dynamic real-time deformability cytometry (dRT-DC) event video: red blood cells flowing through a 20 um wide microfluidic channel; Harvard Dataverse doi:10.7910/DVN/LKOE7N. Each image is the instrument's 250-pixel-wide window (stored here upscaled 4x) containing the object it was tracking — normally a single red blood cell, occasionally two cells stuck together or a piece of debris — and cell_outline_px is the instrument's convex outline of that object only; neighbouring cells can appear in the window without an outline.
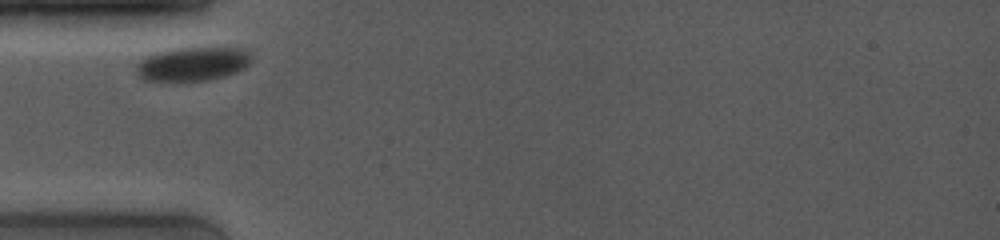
{"species": "common noctule bat (a hibernating species)", "species_latin": "Nyctalus noctula", "temperature_condition": "room temperature", "stored_images_in_passage": 5, "camera_frame_rate_fps": 4000, "um_per_image_px": 0.085, "animal": {"sex": "female", "body_mass_g": 19.0, "forearm_length_mm": 53.3}, "frame": {"image": 1, "passage_image": 1, "time_ms": 0.0, "image_size_px": [1000, 240], "cell_outline_px": [[248, 64], [244, 68], [236, 72], [224, 76], [208, 80], [180, 84], [144, 80], [136, 72], [136, 64], [144, 56], [156, 52], [176, 48], [244, 48], [248, 52]], "centroid_in_image_um": [16.27, 5.48], "position_along_channel_um": 68.7, "area_um2": 23.29}}
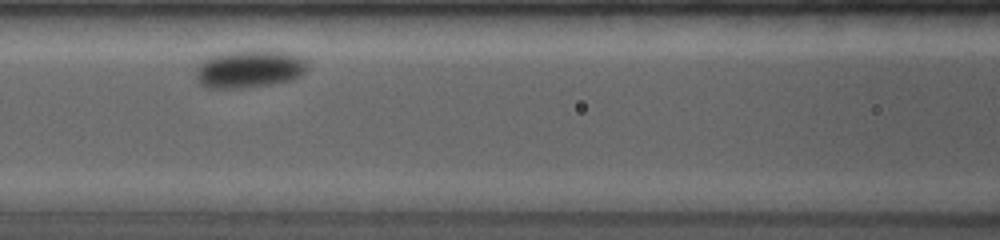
{"frame": {"image": 2, "passage_image": 4, "time_ms": 2.25, "image_size_px": [1000, 240], "cell_outline_px": [[304, 72], [300, 76], [288, 80], [268, 84], [240, 88], [208, 88], [200, 84], [196, 80], [196, 68], [200, 60], [224, 52], [252, 48], [260, 48], [292, 52], [300, 56], [304, 60]], "centroid_in_image_um": [21.14, 5.81], "position_along_channel_um": 145.5, "area_um2": 25.03}}